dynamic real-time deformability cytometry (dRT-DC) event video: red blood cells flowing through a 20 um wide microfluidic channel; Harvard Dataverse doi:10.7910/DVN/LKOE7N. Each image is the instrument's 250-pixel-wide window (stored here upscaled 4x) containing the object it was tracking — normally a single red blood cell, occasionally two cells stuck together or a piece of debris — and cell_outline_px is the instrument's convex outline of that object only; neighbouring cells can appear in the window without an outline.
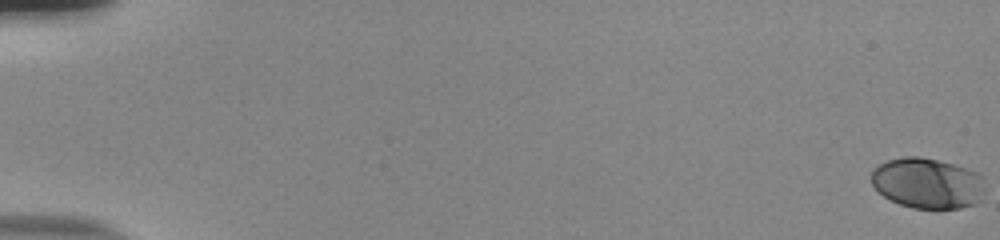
{"species": "human", "species_latin": "Homo sapiens", "temperature_condition": "room temperature", "stored_images_in_passage": 56, "camera_frame_rate_fps": 3000, "um_per_image_px": 0.085, "donor": {"sex": "male"}, "frame": {"image": 1, "passage_image": 1, "time_ms": 0.0, "image_size_px": [1000, 240], "cell_outline_px": [[984, 192], [980, 200], [972, 204], [960, 208], [912, 208], [900, 204], [884, 196], [872, 184], [872, 172], [880, 164], [888, 160], [904, 156], [920, 156], [968, 168], [976, 172], [980, 176]], "centroid_in_image_um": [78.83, 15.57], "position_along_channel_um": 6.2, "area_um2": 33.06}}
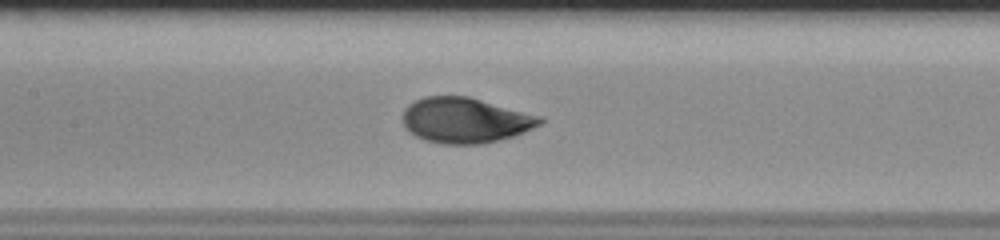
{"frame": {"image": 2, "passage_image": 29, "time_ms": 9.333, "image_size_px": [1000, 240], "cell_outline_px": [[544, 120], [540, 124], [516, 136], [484, 144], [444, 144], [424, 140], [408, 132], [404, 128], [400, 116], [404, 108], [408, 104], [424, 96], [468, 96], [540, 116]], "centroid_in_image_um": [39.48, 10.23], "position_along_channel_um": 167.9, "area_um2": 36.65}}
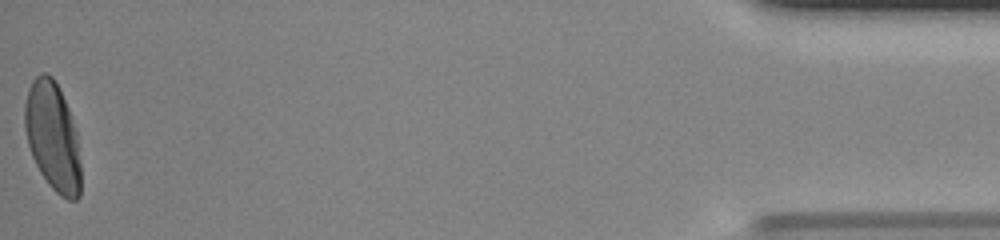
{"frame": {"image": 3, "passage_image": 56, "time_ms": 18.333, "image_size_px": [1000, 240], "cell_outline_px": [[80, 196], [76, 200], [68, 200], [60, 196], [48, 184], [40, 172], [32, 156], [28, 144], [24, 128], [24, 104], [28, 88], [32, 80], [40, 72], [44, 72], [52, 76], [68, 108], [76, 132], [80, 164]], "centroid_in_image_um": [4.45, 11.62], "position_along_channel_um": 430.7, "area_um2": 35.43}, "authors_computed_cell_mechanics": {"area_um2": 35.1713, "velocity_mm_per_s": 3.8552, "shape_relaxation_time_tau1_ms": 3.4454, "shape_relaxation_time_tau2_ms": null, "deformation_change_tau1": 0.1613, "deformation_change_tau2": null}}